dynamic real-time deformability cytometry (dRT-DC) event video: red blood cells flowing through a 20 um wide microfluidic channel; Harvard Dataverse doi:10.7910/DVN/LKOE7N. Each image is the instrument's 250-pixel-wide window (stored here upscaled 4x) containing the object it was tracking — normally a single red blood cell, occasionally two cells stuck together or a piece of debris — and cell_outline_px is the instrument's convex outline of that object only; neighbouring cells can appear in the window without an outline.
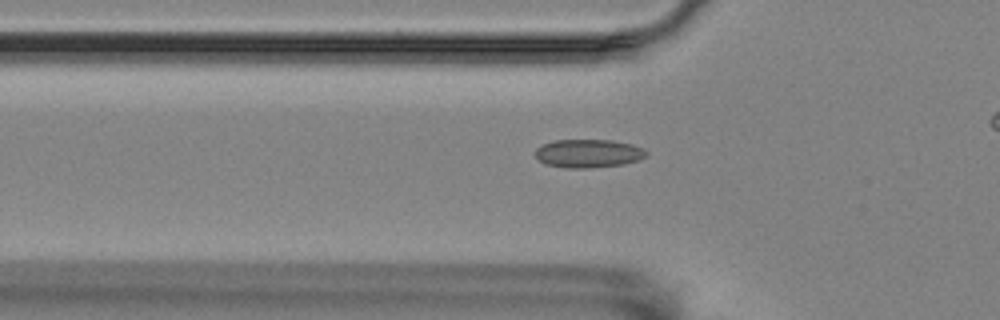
{"species": "Egyptian fruit bat (a non-hibernating species)", "species_latin": "Rousettus aegyptiacus", "temperature_condition": "room temperature", "stored_images_in_passage": 52, "camera_frame_rate_fps": 3000, "um_per_image_px": 0.085, "animal": {"sex": "female"}, "frame": {"image": 1, "passage_image": 19, "time_ms": 6.0, "image_size_px": [1000, 320], "cell_outline_px": [[648, 156], [624, 164], [588, 168], [564, 168], [544, 164], [536, 156], [536, 148], [544, 144], [556, 140], [612, 140], [632, 144], [644, 148], [648, 152]], "centroid_in_image_um": [50.03, 13.04], "position_along_channel_um": 75.8, "area_um2": 18.38}}
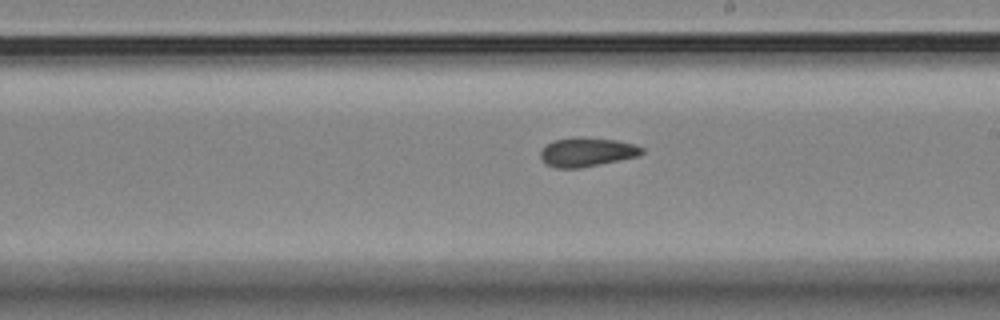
{"frame": {"image": 2, "passage_image": 33, "time_ms": 10.667, "image_size_px": [1000, 320], "cell_outline_px": [[644, 152], [640, 156], [580, 168], [556, 168], [548, 164], [540, 156], [540, 152], [548, 144], [556, 140], [616, 140], [636, 144], [644, 148]], "centroid_in_image_um": [49.97, 12.98], "position_along_channel_um": 239.0, "area_um2": 16.24}}
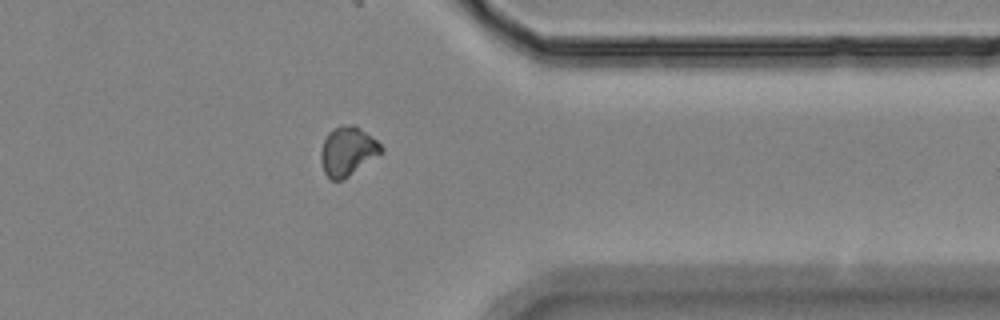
{"frame": {"image": 3, "passage_image": 46, "time_ms": 15.0, "image_size_px": [1000, 320], "cell_outline_px": [[384, 152], [344, 180], [332, 180], [324, 172], [320, 160], [320, 152], [324, 140], [328, 132], [332, 128], [344, 124], [352, 124], [360, 128], [376, 140], [384, 148]], "centroid_in_image_um": [29.55, 12.86], "position_along_channel_um": 381.9, "area_um2": 17.46}}